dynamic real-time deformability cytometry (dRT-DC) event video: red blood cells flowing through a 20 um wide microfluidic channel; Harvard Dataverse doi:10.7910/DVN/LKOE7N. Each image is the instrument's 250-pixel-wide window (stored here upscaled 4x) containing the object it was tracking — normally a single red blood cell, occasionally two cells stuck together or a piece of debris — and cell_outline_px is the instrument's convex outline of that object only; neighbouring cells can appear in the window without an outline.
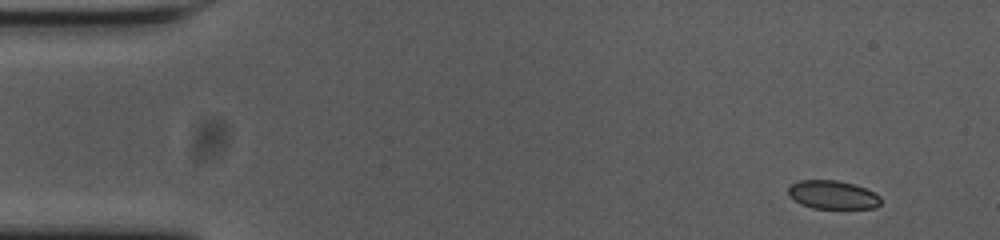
{"species": "common noctule bat (a hibernating species)", "species_latin": "Nyctalus noctula", "temperature_condition": "cold", "stored_images_in_passage": 52, "camera_frame_rate_fps": 3000, "um_per_image_px": 0.085, "animal": {"sex": "female", "body_mass_g": 23.0, "forearm_length_mm": 53.4}, "frame": {"image": 1, "passage_image": 1, "time_ms": 0.0, "image_size_px": [1000, 240], "cell_outline_px": [[880, 204], [876, 208], [812, 208], [800, 204], [792, 200], [788, 196], [788, 188], [792, 184], [800, 180], [836, 180], [852, 184], [864, 188], [880, 196]], "centroid_in_image_um": [70.73, 16.56], "position_along_channel_um": 14.3, "area_um2": 15.32}}
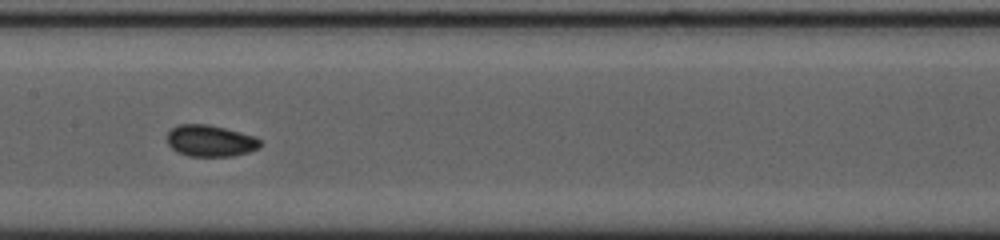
{"frame": {"image": 2, "passage_image": 24, "time_ms": 7.667, "image_size_px": [1000, 240], "cell_outline_px": [[260, 148], [248, 152], [232, 156], [188, 156], [176, 152], [168, 144], [168, 132], [176, 124], [208, 124], [256, 136], [260, 140]], "centroid_in_image_um": [17.87, 11.97], "position_along_channel_um": 189.5, "area_um2": 17.17}}
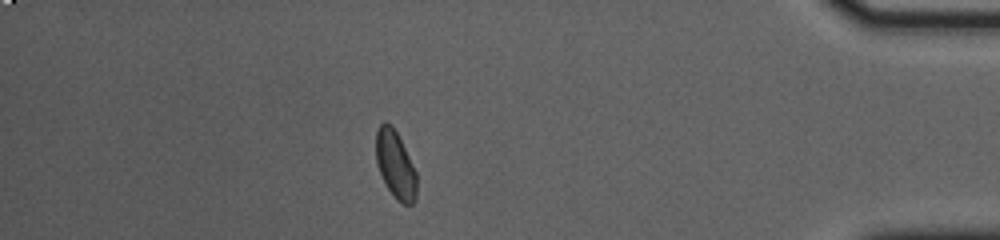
{"frame": {"image": 3, "passage_image": 45, "time_ms": 14.667, "image_size_px": [1000, 240], "cell_outline_px": [[416, 200], [412, 204], [404, 204], [396, 200], [388, 188], [376, 164], [376, 132], [380, 124], [384, 120], [392, 124], [416, 172]], "centroid_in_image_um": [33.59, 13.99], "position_along_channel_um": 401.6, "area_um2": 15.84}, "authors_computed_cell_mechanics": {"area_um2": 16.184, "velocity_mm_per_s": 3.6805, "shape_relaxation_time_tau1_ms": 3.7217, "shape_relaxation_time_tau2_ms": 1.9667, "deformation_change_tau1": 0.0704, "deformation_change_tau2": 0.0435}}